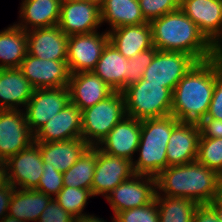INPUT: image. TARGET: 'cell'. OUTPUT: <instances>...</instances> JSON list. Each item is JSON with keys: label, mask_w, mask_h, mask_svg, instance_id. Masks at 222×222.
I'll return each instance as SVG.
<instances>
[{"label": "cell", "mask_w": 222, "mask_h": 222, "mask_svg": "<svg viewBox=\"0 0 222 222\" xmlns=\"http://www.w3.org/2000/svg\"><path fill=\"white\" fill-rule=\"evenodd\" d=\"M200 137L222 138V120L205 117L199 123Z\"/></svg>", "instance_id": "obj_40"}, {"label": "cell", "mask_w": 222, "mask_h": 222, "mask_svg": "<svg viewBox=\"0 0 222 222\" xmlns=\"http://www.w3.org/2000/svg\"><path fill=\"white\" fill-rule=\"evenodd\" d=\"M75 219L59 205L56 199L52 198L41 213L38 222H75Z\"/></svg>", "instance_id": "obj_38"}, {"label": "cell", "mask_w": 222, "mask_h": 222, "mask_svg": "<svg viewBox=\"0 0 222 222\" xmlns=\"http://www.w3.org/2000/svg\"><path fill=\"white\" fill-rule=\"evenodd\" d=\"M27 54V32L17 25L0 31V69L19 68Z\"/></svg>", "instance_id": "obj_29"}, {"label": "cell", "mask_w": 222, "mask_h": 222, "mask_svg": "<svg viewBox=\"0 0 222 222\" xmlns=\"http://www.w3.org/2000/svg\"><path fill=\"white\" fill-rule=\"evenodd\" d=\"M157 51L153 46L152 48L135 54L133 58L128 59V73L125 78V88L142 79L145 69L151 64Z\"/></svg>", "instance_id": "obj_34"}, {"label": "cell", "mask_w": 222, "mask_h": 222, "mask_svg": "<svg viewBox=\"0 0 222 222\" xmlns=\"http://www.w3.org/2000/svg\"><path fill=\"white\" fill-rule=\"evenodd\" d=\"M68 89L70 102L75 104L81 111L106 99L114 92L92 71L71 74Z\"/></svg>", "instance_id": "obj_21"}, {"label": "cell", "mask_w": 222, "mask_h": 222, "mask_svg": "<svg viewBox=\"0 0 222 222\" xmlns=\"http://www.w3.org/2000/svg\"><path fill=\"white\" fill-rule=\"evenodd\" d=\"M109 42L108 31L75 34L68 37L67 64L71 74L92 71Z\"/></svg>", "instance_id": "obj_9"}, {"label": "cell", "mask_w": 222, "mask_h": 222, "mask_svg": "<svg viewBox=\"0 0 222 222\" xmlns=\"http://www.w3.org/2000/svg\"><path fill=\"white\" fill-rule=\"evenodd\" d=\"M68 37L59 25L27 31V54L43 60L67 61Z\"/></svg>", "instance_id": "obj_19"}, {"label": "cell", "mask_w": 222, "mask_h": 222, "mask_svg": "<svg viewBox=\"0 0 222 222\" xmlns=\"http://www.w3.org/2000/svg\"><path fill=\"white\" fill-rule=\"evenodd\" d=\"M134 174L132 161L112 156L97 148V163L92 179L93 196L109 194L117 185Z\"/></svg>", "instance_id": "obj_16"}, {"label": "cell", "mask_w": 222, "mask_h": 222, "mask_svg": "<svg viewBox=\"0 0 222 222\" xmlns=\"http://www.w3.org/2000/svg\"><path fill=\"white\" fill-rule=\"evenodd\" d=\"M89 197H93L91 190L73 187H63L54 199L59 205L75 218H79L86 213H82Z\"/></svg>", "instance_id": "obj_32"}, {"label": "cell", "mask_w": 222, "mask_h": 222, "mask_svg": "<svg viewBox=\"0 0 222 222\" xmlns=\"http://www.w3.org/2000/svg\"><path fill=\"white\" fill-rule=\"evenodd\" d=\"M122 92L127 116L142 121L171 115L172 91L163 84L141 79Z\"/></svg>", "instance_id": "obj_5"}, {"label": "cell", "mask_w": 222, "mask_h": 222, "mask_svg": "<svg viewBox=\"0 0 222 222\" xmlns=\"http://www.w3.org/2000/svg\"><path fill=\"white\" fill-rule=\"evenodd\" d=\"M0 222H25V221L6 215Z\"/></svg>", "instance_id": "obj_47"}, {"label": "cell", "mask_w": 222, "mask_h": 222, "mask_svg": "<svg viewBox=\"0 0 222 222\" xmlns=\"http://www.w3.org/2000/svg\"><path fill=\"white\" fill-rule=\"evenodd\" d=\"M19 69L34 89L68 87L71 76L67 61L43 60L29 54Z\"/></svg>", "instance_id": "obj_13"}, {"label": "cell", "mask_w": 222, "mask_h": 222, "mask_svg": "<svg viewBox=\"0 0 222 222\" xmlns=\"http://www.w3.org/2000/svg\"><path fill=\"white\" fill-rule=\"evenodd\" d=\"M196 160L222 176V138L200 137Z\"/></svg>", "instance_id": "obj_33"}, {"label": "cell", "mask_w": 222, "mask_h": 222, "mask_svg": "<svg viewBox=\"0 0 222 222\" xmlns=\"http://www.w3.org/2000/svg\"><path fill=\"white\" fill-rule=\"evenodd\" d=\"M222 70V52L197 62L172 92L171 115L180 122L199 123L208 114L216 76Z\"/></svg>", "instance_id": "obj_1"}, {"label": "cell", "mask_w": 222, "mask_h": 222, "mask_svg": "<svg viewBox=\"0 0 222 222\" xmlns=\"http://www.w3.org/2000/svg\"><path fill=\"white\" fill-rule=\"evenodd\" d=\"M149 23L153 46L157 50L189 54L198 62L212 59L220 53L180 8Z\"/></svg>", "instance_id": "obj_2"}, {"label": "cell", "mask_w": 222, "mask_h": 222, "mask_svg": "<svg viewBox=\"0 0 222 222\" xmlns=\"http://www.w3.org/2000/svg\"><path fill=\"white\" fill-rule=\"evenodd\" d=\"M179 122L172 115L141 121L139 157L132 161L134 174L157 177L167 168L168 141Z\"/></svg>", "instance_id": "obj_4"}, {"label": "cell", "mask_w": 222, "mask_h": 222, "mask_svg": "<svg viewBox=\"0 0 222 222\" xmlns=\"http://www.w3.org/2000/svg\"><path fill=\"white\" fill-rule=\"evenodd\" d=\"M75 1L91 2L97 4L98 6H101L104 0H75Z\"/></svg>", "instance_id": "obj_48"}, {"label": "cell", "mask_w": 222, "mask_h": 222, "mask_svg": "<svg viewBox=\"0 0 222 222\" xmlns=\"http://www.w3.org/2000/svg\"><path fill=\"white\" fill-rule=\"evenodd\" d=\"M180 9L199 31L222 52V0H181Z\"/></svg>", "instance_id": "obj_10"}, {"label": "cell", "mask_w": 222, "mask_h": 222, "mask_svg": "<svg viewBox=\"0 0 222 222\" xmlns=\"http://www.w3.org/2000/svg\"><path fill=\"white\" fill-rule=\"evenodd\" d=\"M63 0H23L18 27L26 32L58 25ZM24 22V23H23Z\"/></svg>", "instance_id": "obj_24"}, {"label": "cell", "mask_w": 222, "mask_h": 222, "mask_svg": "<svg viewBox=\"0 0 222 222\" xmlns=\"http://www.w3.org/2000/svg\"><path fill=\"white\" fill-rule=\"evenodd\" d=\"M216 213L218 219L222 222V203H220L216 198L208 204Z\"/></svg>", "instance_id": "obj_44"}, {"label": "cell", "mask_w": 222, "mask_h": 222, "mask_svg": "<svg viewBox=\"0 0 222 222\" xmlns=\"http://www.w3.org/2000/svg\"><path fill=\"white\" fill-rule=\"evenodd\" d=\"M97 163V147L90 146L84 154L63 173V186L91 190Z\"/></svg>", "instance_id": "obj_30"}, {"label": "cell", "mask_w": 222, "mask_h": 222, "mask_svg": "<svg viewBox=\"0 0 222 222\" xmlns=\"http://www.w3.org/2000/svg\"><path fill=\"white\" fill-rule=\"evenodd\" d=\"M58 25L68 36L96 32L102 25L100 6L91 2L63 0Z\"/></svg>", "instance_id": "obj_15"}, {"label": "cell", "mask_w": 222, "mask_h": 222, "mask_svg": "<svg viewBox=\"0 0 222 222\" xmlns=\"http://www.w3.org/2000/svg\"><path fill=\"white\" fill-rule=\"evenodd\" d=\"M192 222H221L209 205H199Z\"/></svg>", "instance_id": "obj_41"}, {"label": "cell", "mask_w": 222, "mask_h": 222, "mask_svg": "<svg viewBox=\"0 0 222 222\" xmlns=\"http://www.w3.org/2000/svg\"><path fill=\"white\" fill-rule=\"evenodd\" d=\"M43 164L39 145L33 142L6 161L8 183L14 188L35 189L43 173Z\"/></svg>", "instance_id": "obj_14"}, {"label": "cell", "mask_w": 222, "mask_h": 222, "mask_svg": "<svg viewBox=\"0 0 222 222\" xmlns=\"http://www.w3.org/2000/svg\"><path fill=\"white\" fill-rule=\"evenodd\" d=\"M63 187V173L54 169L52 164L44 163L42 176L34 190L54 197L52 195L56 196Z\"/></svg>", "instance_id": "obj_37"}, {"label": "cell", "mask_w": 222, "mask_h": 222, "mask_svg": "<svg viewBox=\"0 0 222 222\" xmlns=\"http://www.w3.org/2000/svg\"><path fill=\"white\" fill-rule=\"evenodd\" d=\"M140 136L141 120L126 115L96 147L109 155L133 161V154L137 153Z\"/></svg>", "instance_id": "obj_17"}, {"label": "cell", "mask_w": 222, "mask_h": 222, "mask_svg": "<svg viewBox=\"0 0 222 222\" xmlns=\"http://www.w3.org/2000/svg\"><path fill=\"white\" fill-rule=\"evenodd\" d=\"M109 42L127 59L153 47L149 22L108 30Z\"/></svg>", "instance_id": "obj_23"}, {"label": "cell", "mask_w": 222, "mask_h": 222, "mask_svg": "<svg viewBox=\"0 0 222 222\" xmlns=\"http://www.w3.org/2000/svg\"><path fill=\"white\" fill-rule=\"evenodd\" d=\"M200 127L198 123L179 122L167 146V167L193 162L197 158Z\"/></svg>", "instance_id": "obj_20"}, {"label": "cell", "mask_w": 222, "mask_h": 222, "mask_svg": "<svg viewBox=\"0 0 222 222\" xmlns=\"http://www.w3.org/2000/svg\"><path fill=\"white\" fill-rule=\"evenodd\" d=\"M34 90L19 68L0 69V110L25 108Z\"/></svg>", "instance_id": "obj_22"}, {"label": "cell", "mask_w": 222, "mask_h": 222, "mask_svg": "<svg viewBox=\"0 0 222 222\" xmlns=\"http://www.w3.org/2000/svg\"><path fill=\"white\" fill-rule=\"evenodd\" d=\"M82 111L73 103L49 119L34 133V142L49 143L81 138Z\"/></svg>", "instance_id": "obj_18"}, {"label": "cell", "mask_w": 222, "mask_h": 222, "mask_svg": "<svg viewBox=\"0 0 222 222\" xmlns=\"http://www.w3.org/2000/svg\"><path fill=\"white\" fill-rule=\"evenodd\" d=\"M70 102L68 87L35 89L25 106L24 115L28 127L34 134L41 126Z\"/></svg>", "instance_id": "obj_11"}, {"label": "cell", "mask_w": 222, "mask_h": 222, "mask_svg": "<svg viewBox=\"0 0 222 222\" xmlns=\"http://www.w3.org/2000/svg\"><path fill=\"white\" fill-rule=\"evenodd\" d=\"M92 72L114 91L122 92L125 89V78L128 73V59L108 42Z\"/></svg>", "instance_id": "obj_26"}, {"label": "cell", "mask_w": 222, "mask_h": 222, "mask_svg": "<svg viewBox=\"0 0 222 222\" xmlns=\"http://www.w3.org/2000/svg\"><path fill=\"white\" fill-rule=\"evenodd\" d=\"M220 175L197 160L178 166H168L156 177V194L191 199L208 205L217 197Z\"/></svg>", "instance_id": "obj_3"}, {"label": "cell", "mask_w": 222, "mask_h": 222, "mask_svg": "<svg viewBox=\"0 0 222 222\" xmlns=\"http://www.w3.org/2000/svg\"><path fill=\"white\" fill-rule=\"evenodd\" d=\"M52 198L34 189L15 188L10 199L8 215L25 222H38Z\"/></svg>", "instance_id": "obj_27"}, {"label": "cell", "mask_w": 222, "mask_h": 222, "mask_svg": "<svg viewBox=\"0 0 222 222\" xmlns=\"http://www.w3.org/2000/svg\"><path fill=\"white\" fill-rule=\"evenodd\" d=\"M159 222H192L199 204L191 199L156 194Z\"/></svg>", "instance_id": "obj_31"}, {"label": "cell", "mask_w": 222, "mask_h": 222, "mask_svg": "<svg viewBox=\"0 0 222 222\" xmlns=\"http://www.w3.org/2000/svg\"><path fill=\"white\" fill-rule=\"evenodd\" d=\"M216 199L222 203V176L219 177Z\"/></svg>", "instance_id": "obj_46"}, {"label": "cell", "mask_w": 222, "mask_h": 222, "mask_svg": "<svg viewBox=\"0 0 222 222\" xmlns=\"http://www.w3.org/2000/svg\"><path fill=\"white\" fill-rule=\"evenodd\" d=\"M39 145L43 163H50L54 169L64 173L90 147L82 138L49 143L36 142Z\"/></svg>", "instance_id": "obj_25"}, {"label": "cell", "mask_w": 222, "mask_h": 222, "mask_svg": "<svg viewBox=\"0 0 222 222\" xmlns=\"http://www.w3.org/2000/svg\"><path fill=\"white\" fill-rule=\"evenodd\" d=\"M206 117L222 120V70L216 76V84Z\"/></svg>", "instance_id": "obj_39"}, {"label": "cell", "mask_w": 222, "mask_h": 222, "mask_svg": "<svg viewBox=\"0 0 222 222\" xmlns=\"http://www.w3.org/2000/svg\"><path fill=\"white\" fill-rule=\"evenodd\" d=\"M75 222H107V221H104L102 220V218H98L94 215L86 214V215H82L79 218H76Z\"/></svg>", "instance_id": "obj_45"}, {"label": "cell", "mask_w": 222, "mask_h": 222, "mask_svg": "<svg viewBox=\"0 0 222 222\" xmlns=\"http://www.w3.org/2000/svg\"><path fill=\"white\" fill-rule=\"evenodd\" d=\"M8 184L7 166L5 161L0 160V188Z\"/></svg>", "instance_id": "obj_43"}, {"label": "cell", "mask_w": 222, "mask_h": 222, "mask_svg": "<svg viewBox=\"0 0 222 222\" xmlns=\"http://www.w3.org/2000/svg\"><path fill=\"white\" fill-rule=\"evenodd\" d=\"M113 217L112 222H159L158 205L154 200L145 206L118 212Z\"/></svg>", "instance_id": "obj_35"}, {"label": "cell", "mask_w": 222, "mask_h": 222, "mask_svg": "<svg viewBox=\"0 0 222 222\" xmlns=\"http://www.w3.org/2000/svg\"><path fill=\"white\" fill-rule=\"evenodd\" d=\"M144 18L150 22L180 8L181 0H138Z\"/></svg>", "instance_id": "obj_36"}, {"label": "cell", "mask_w": 222, "mask_h": 222, "mask_svg": "<svg viewBox=\"0 0 222 222\" xmlns=\"http://www.w3.org/2000/svg\"><path fill=\"white\" fill-rule=\"evenodd\" d=\"M100 14L101 23H109V30L148 22L138 0H104L100 6Z\"/></svg>", "instance_id": "obj_28"}, {"label": "cell", "mask_w": 222, "mask_h": 222, "mask_svg": "<svg viewBox=\"0 0 222 222\" xmlns=\"http://www.w3.org/2000/svg\"><path fill=\"white\" fill-rule=\"evenodd\" d=\"M126 115L123 92L114 91L106 99L82 111L81 138L89 146H97Z\"/></svg>", "instance_id": "obj_6"}, {"label": "cell", "mask_w": 222, "mask_h": 222, "mask_svg": "<svg viewBox=\"0 0 222 222\" xmlns=\"http://www.w3.org/2000/svg\"><path fill=\"white\" fill-rule=\"evenodd\" d=\"M197 62L189 54L158 50L151 64L145 69L142 79L163 84L173 92L178 82Z\"/></svg>", "instance_id": "obj_8"}, {"label": "cell", "mask_w": 222, "mask_h": 222, "mask_svg": "<svg viewBox=\"0 0 222 222\" xmlns=\"http://www.w3.org/2000/svg\"><path fill=\"white\" fill-rule=\"evenodd\" d=\"M34 142L24 110H0V160L7 161Z\"/></svg>", "instance_id": "obj_12"}, {"label": "cell", "mask_w": 222, "mask_h": 222, "mask_svg": "<svg viewBox=\"0 0 222 222\" xmlns=\"http://www.w3.org/2000/svg\"><path fill=\"white\" fill-rule=\"evenodd\" d=\"M156 193V177L133 174L117 185L105 198L115 216L118 212L150 204L155 200Z\"/></svg>", "instance_id": "obj_7"}, {"label": "cell", "mask_w": 222, "mask_h": 222, "mask_svg": "<svg viewBox=\"0 0 222 222\" xmlns=\"http://www.w3.org/2000/svg\"><path fill=\"white\" fill-rule=\"evenodd\" d=\"M14 189L9 183L0 188V221L8 215L9 203Z\"/></svg>", "instance_id": "obj_42"}]
</instances>
